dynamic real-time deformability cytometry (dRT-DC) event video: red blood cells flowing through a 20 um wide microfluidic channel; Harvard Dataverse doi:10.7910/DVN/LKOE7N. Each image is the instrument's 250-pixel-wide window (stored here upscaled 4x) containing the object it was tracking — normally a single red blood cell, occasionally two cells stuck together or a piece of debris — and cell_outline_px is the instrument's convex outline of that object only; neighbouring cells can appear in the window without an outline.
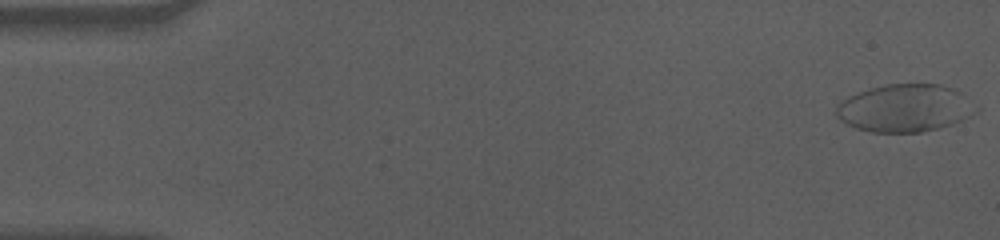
{"species": "human", "species_latin": "Homo sapiens", "temperature_condition": "cold", "stored_images_in_passage": 57, "camera_frame_rate_fps": 3000, "um_per_image_px": 0.085, "donor": {"sex": "male"}, "frame": {"image": 1, "passage_image": 1, "time_ms": 0.0, "image_size_px": [1000, 240], "cell_outline_px": [[980, 108], [976, 112], [952, 124], [940, 128], [920, 132], [872, 132], [856, 128], [848, 124], [836, 116], [836, 108], [848, 96], [872, 88], [888, 84], [940, 84], [964, 92]], "centroid_in_image_um": [76.99, 9.18], "position_along_channel_um": 8.0, "area_um2": 38.73}}
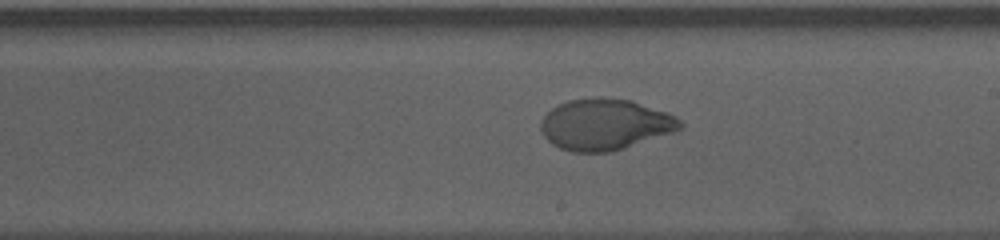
{"frame": {"image": 2, "passage_image": 33, "time_ms": 10.667, "image_size_px": [1000, 240], "cell_outline_px": [[684, 128], [676, 132], [612, 152], [572, 152], [560, 148], [552, 144], [540, 132], [540, 120], [552, 108], [568, 100], [600, 96], [632, 100], [668, 112], [676, 116], [684, 124]], "centroid_in_image_um": [51.46, 10.57], "position_along_channel_um": 237.5, "area_um2": 42.19}}
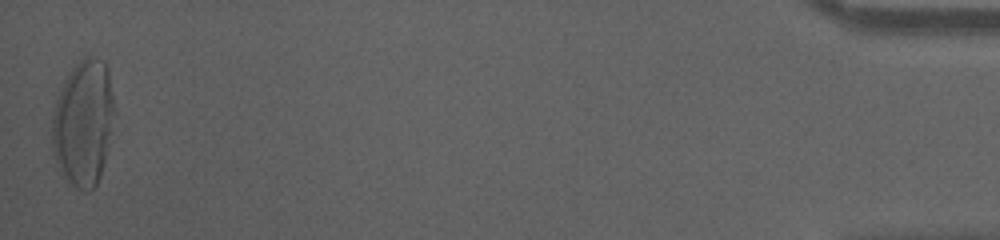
{"frame": {"image": 3, "passage_image": 57, "time_ms": 18.667, "image_size_px": [1000, 240], "cell_outline_px": [[112, 112], [104, 160], [100, 176], [96, 184], [88, 192], [84, 192], [76, 188], [64, 176], [52, 152], [52, 112], [60, 88], [68, 72], [84, 52], [104, 60], [108, 72], [112, 96]], "centroid_in_image_um": [7.03, 10.36], "position_along_channel_um": 428.2, "area_um2": 45.32}, "authors_computed_cell_mechanics": {"area_um2": 40.5756, "velocity_mm_per_s": 3.5399, "shape_relaxation_time_tau1_ms": 6.3408, "shape_relaxation_time_tau2_ms": null, "deformation_change_tau1": 0.2474, "deformation_change_tau2": null}}